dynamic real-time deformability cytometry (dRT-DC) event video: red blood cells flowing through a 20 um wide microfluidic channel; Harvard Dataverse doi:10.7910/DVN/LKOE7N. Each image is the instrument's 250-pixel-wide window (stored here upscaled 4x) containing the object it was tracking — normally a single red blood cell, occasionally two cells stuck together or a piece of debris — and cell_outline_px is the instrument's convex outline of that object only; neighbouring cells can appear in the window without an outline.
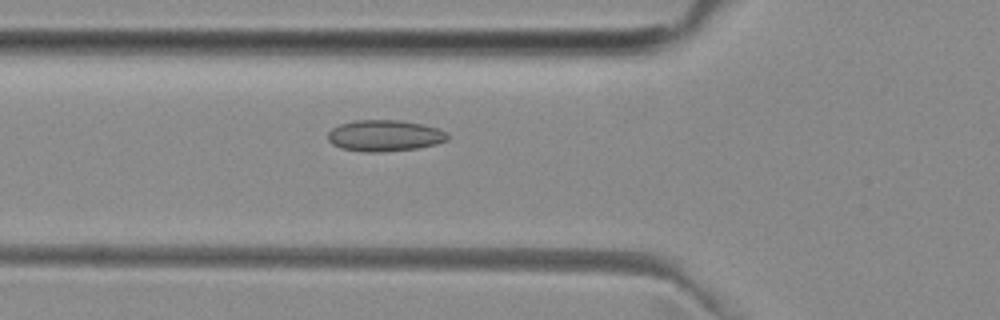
{"species": "common noctule bat (a hibernating species)", "species_latin": "Nyctalus noctula", "temperature_condition": "room temperature", "stored_images_in_passage": 52, "camera_frame_rate_fps": 3000, "um_per_image_px": 0.085, "animal": {"sex": "female", "body_mass_g": 29.2, "forearm_length_mm": 56.3}, "frame": {"image": 1, "passage_image": 18, "time_ms": 5.667, "image_size_px": [1000, 320], "cell_outline_px": [[448, 140], [436, 144], [416, 148], [380, 152], [364, 152], [340, 148], [332, 144], [328, 140], [328, 132], [332, 128], [340, 124], [356, 120], [400, 120], [424, 124], [440, 128], [448, 132]], "centroid_in_image_um": [32.71, 11.52], "position_along_channel_um": 93.1, "area_um2": 22.02}}
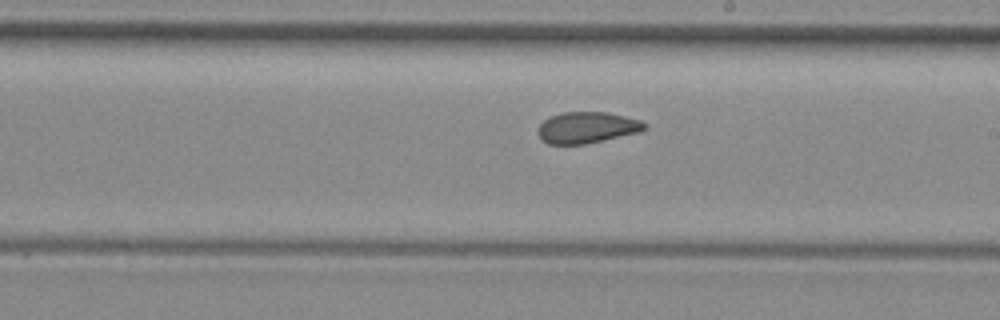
{"frame": {"image": 2, "passage_image": 29, "time_ms": 9.333, "image_size_px": [1000, 320], "cell_outline_px": [[648, 128], [640, 132], [584, 144], [548, 144], [536, 132], [540, 124], [544, 120], [552, 116], [564, 112], [604, 112], [624, 116], [640, 120], [648, 124]], "centroid_in_image_um": [49.92, 10.84], "position_along_channel_um": 239.1, "area_um2": 19.31}}
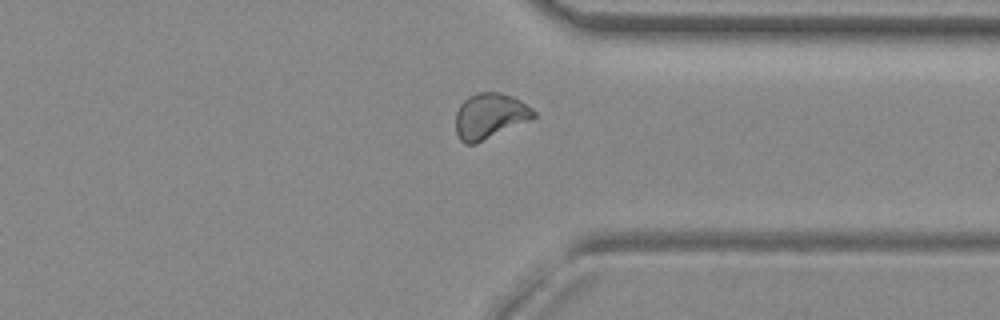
{"frame": {"image": 3, "passage_image": 39, "time_ms": 12.667, "image_size_px": [1000, 320], "cell_outline_px": [[536, 116], [528, 120], [476, 144], [464, 144], [460, 140], [456, 132], [456, 112], [460, 104], [468, 96], [476, 92], [500, 92], [512, 96], [520, 100], [532, 108], [536, 112]], "centroid_in_image_um": [41.61, 9.85], "position_along_channel_um": 369.8, "area_um2": 20.63}, "authors_computed_cell_mechanics": {"area_um2": 20.3456, "velocity_mm_per_s": 3.9734, "shape_relaxation_time_tau1_ms": null, "shape_relaxation_time_tau2_ms": 2.7205, "deformation_change_tau1": null, "deformation_change_tau2": 0.0684}}